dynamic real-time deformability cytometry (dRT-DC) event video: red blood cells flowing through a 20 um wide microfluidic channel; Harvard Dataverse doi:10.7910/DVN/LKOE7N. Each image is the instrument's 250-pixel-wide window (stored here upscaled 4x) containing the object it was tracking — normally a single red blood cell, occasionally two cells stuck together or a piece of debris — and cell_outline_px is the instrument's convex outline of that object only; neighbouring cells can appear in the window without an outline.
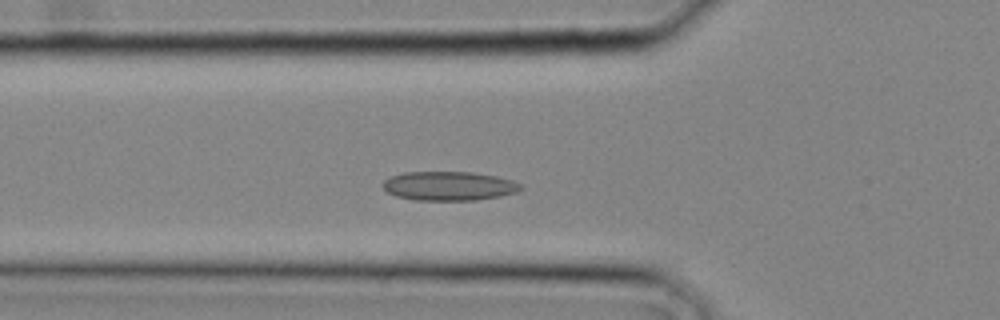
{"species": "common noctule bat (a hibernating species)", "species_latin": "Nyctalus noctula", "temperature_condition": "cold", "stored_images_in_passage": 15, "camera_frame_rate_fps": 3000, "um_per_image_px": 0.085, "animal": {"sex": "male", "body_mass_g": 20.4}, "frame": {"image": 1, "passage_image": 7, "time_ms": 2.0, "image_size_px": [1000, 320], "cell_outline_px": [[524, 188], [516, 192], [500, 196], [476, 200], [416, 200], [396, 196], [388, 192], [384, 188], [384, 180], [392, 176], [404, 172], [472, 172], [496, 176], [512, 180], [520, 184]], "centroid_in_image_um": [38.18, 15.81], "position_along_channel_um": 87.6, "area_um2": 23.24}}
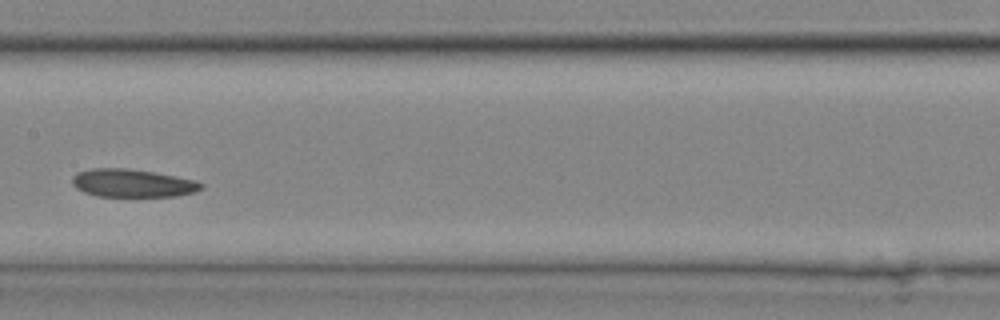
{"frame": {"image": 2, "passage_image": 12, "time_ms": 3.667, "image_size_px": [1000, 320], "cell_outline_px": [[204, 188], [196, 192], [176, 196], [96, 196], [84, 192], [76, 188], [72, 184], [72, 176], [76, 172], [92, 168], [128, 168], [156, 172], [196, 180], [204, 184]], "centroid_in_image_um": [11.27, 15.56], "position_along_channel_um": 196.1, "area_um2": 21.33}}
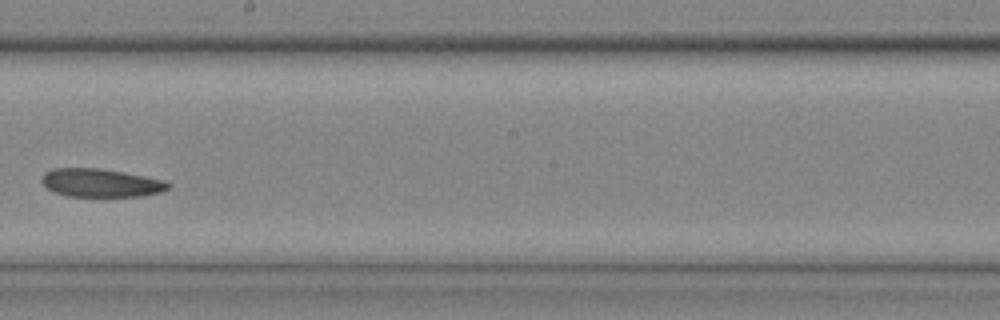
{"frame": {"image": 3, "passage_image": 14, "time_ms": 4.333, "image_size_px": [1000, 320], "cell_outline_px": [[172, 184], [168, 188], [160, 192], [140, 196], [68, 196], [52, 192], [40, 180], [44, 172], [52, 168], [100, 168], [144, 176], [164, 180]], "centroid_in_image_um": [8.53, 15.54], "position_along_channel_um": 239.7, "area_um2": 20.81}}